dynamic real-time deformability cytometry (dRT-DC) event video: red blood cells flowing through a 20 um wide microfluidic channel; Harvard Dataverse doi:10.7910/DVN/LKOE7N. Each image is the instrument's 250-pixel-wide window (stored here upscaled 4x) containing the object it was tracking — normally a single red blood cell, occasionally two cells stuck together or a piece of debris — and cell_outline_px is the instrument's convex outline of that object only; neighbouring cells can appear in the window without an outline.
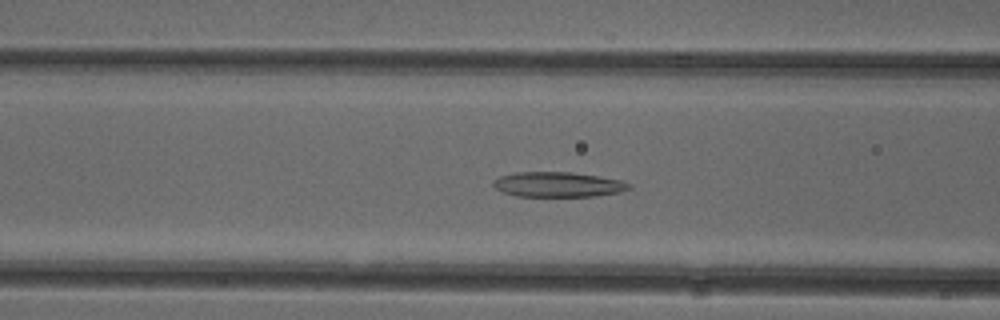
{"species": "common noctule bat (a hibernating species)", "species_latin": "Nyctalus noctula", "temperature_condition": "cold", "stored_images_in_passage": 44, "camera_frame_rate_fps": 3000, "um_per_image_px": 0.085, "animal": {"sex": "female"}, "frame": {"image": 1, "passage_image": 12, "time_ms": 3.667, "image_size_px": [1000, 320], "cell_outline_px": [[632, 188], [620, 192], [596, 196], [516, 196], [504, 192], [496, 188], [492, 184], [492, 180], [500, 176], [516, 172], [572, 172], [600, 176], [620, 180], [632, 184]], "centroid_in_image_um": [47.45, 15.68], "position_along_channel_um": 119.1, "area_um2": 19.88}}
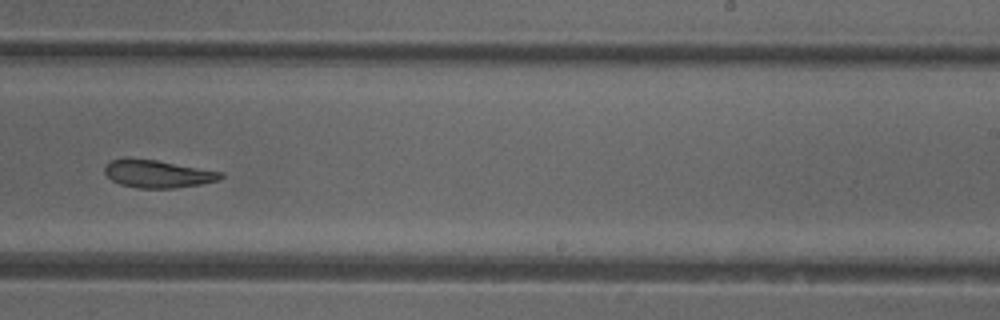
{"frame": {"image": 2, "passage_image": 24, "time_ms": 7.667, "image_size_px": [1000, 320], "cell_outline_px": [[224, 176], [220, 180], [200, 184], [172, 188], [136, 188], [120, 184], [112, 180], [104, 172], [104, 168], [112, 160], [124, 156], [128, 156], [156, 160], [224, 172]], "centroid_in_image_um": [13.39, 14.75], "position_along_channel_um": 275.6, "area_um2": 18.96}}
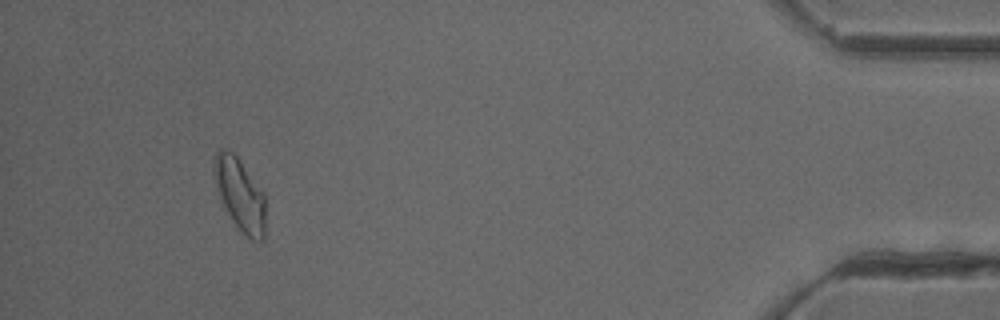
{"frame": {"image": 3, "passage_image": 40, "time_ms": 13.0, "image_size_px": [1000, 320], "cell_outline_px": [[264, 240], [252, 240], [244, 236], [240, 232], [224, 208], [220, 200], [212, 168], [216, 152], [220, 148], [232, 152], [236, 156], [264, 192]], "centroid_in_image_um": [20.38, 16.55], "position_along_channel_um": 414.8, "area_um2": 21.68}, "authors_computed_cell_mechanics": {"area_um2": 19.9699, "velocity_mm_per_s": 3.9072, "shape_relaxation_time_tau1_ms": 9.9966, "shape_relaxation_time_tau2_ms": 4.8514, "deformation_change_tau1": 0.1902, "deformation_change_tau2": 0.137}}